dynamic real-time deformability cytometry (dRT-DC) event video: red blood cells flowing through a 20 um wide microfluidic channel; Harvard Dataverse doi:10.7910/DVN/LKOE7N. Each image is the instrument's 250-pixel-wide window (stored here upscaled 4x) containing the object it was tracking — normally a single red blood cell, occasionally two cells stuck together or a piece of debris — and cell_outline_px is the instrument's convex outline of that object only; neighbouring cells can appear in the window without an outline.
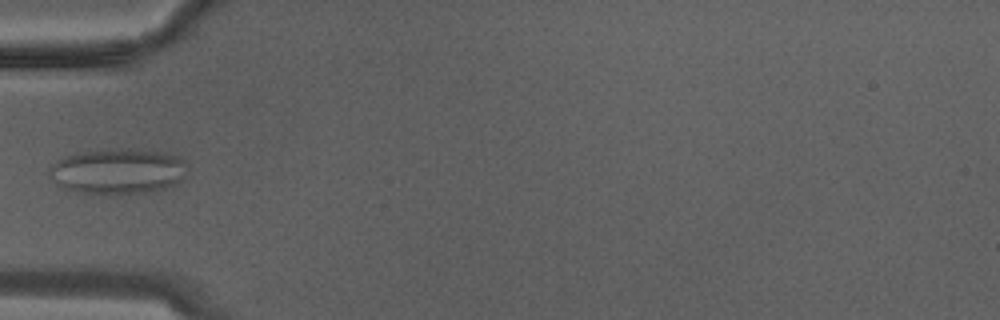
{"species": "Egyptian fruit bat (a non-hibernating species)", "species_latin": "Rousettus aegyptiacus", "temperature_condition": "warm", "stored_images_in_passage": 9, "camera_frame_rate_fps": 3000, "um_per_image_px": 0.085, "animal": {"sex": "male"}, "frame": {"image": 1, "passage_image": 8, "time_ms": 2.333, "image_size_px": [1000, 320], "cell_outline_px": [[184, 164], [180, 180], [176, 184], [148, 192], [108, 196], [80, 192], [60, 188], [48, 176], [48, 168], [52, 164], [64, 156], [100, 148], [132, 148], [168, 152], [184, 160]], "centroid_in_image_um": [9.92, 14.55], "position_along_channel_um": 75.1, "area_um2": 37.34}}